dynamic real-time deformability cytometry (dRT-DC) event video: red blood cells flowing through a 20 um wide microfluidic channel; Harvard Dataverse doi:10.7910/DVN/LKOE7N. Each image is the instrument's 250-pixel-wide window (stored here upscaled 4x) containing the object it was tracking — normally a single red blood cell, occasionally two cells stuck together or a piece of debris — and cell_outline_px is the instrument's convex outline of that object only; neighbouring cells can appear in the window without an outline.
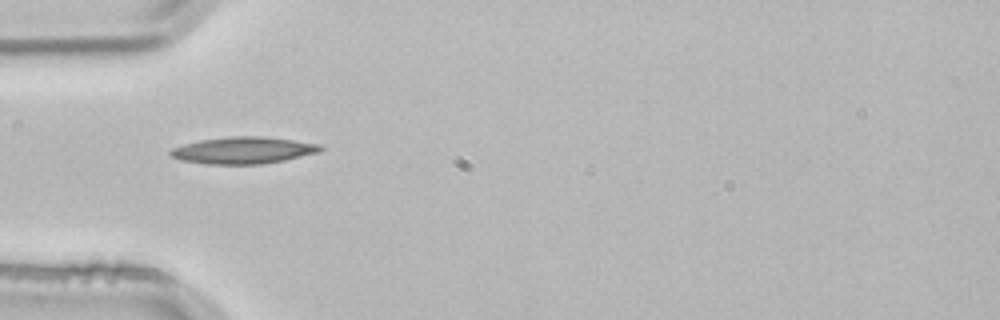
{"species": "common noctule bat (a hibernating species)", "species_latin": "Nyctalus noctula", "temperature_condition": "room temperature", "stored_images_in_passage": 1, "camera_frame_rate_fps": 3000, "um_per_image_px": 0.085, "animal": {"sex": "male", "body_mass_g": 21.5, "forearm_length_mm": 52.0}, "frame": {"image": 1, "passage_image": 1, "time_ms": 0.0, "image_size_px": [1000, 320], "cell_outline_px": [[324, 148], [320, 152], [284, 160], [264, 164], [208, 164], [180, 160], [172, 156], [168, 152], [172, 148], [184, 144], [200, 140], [232, 136], [260, 136], [292, 140], [320, 144]], "centroid_in_image_um": [20.69, 12.78], "position_along_channel_um": 64.3, "area_um2": 23.35}}